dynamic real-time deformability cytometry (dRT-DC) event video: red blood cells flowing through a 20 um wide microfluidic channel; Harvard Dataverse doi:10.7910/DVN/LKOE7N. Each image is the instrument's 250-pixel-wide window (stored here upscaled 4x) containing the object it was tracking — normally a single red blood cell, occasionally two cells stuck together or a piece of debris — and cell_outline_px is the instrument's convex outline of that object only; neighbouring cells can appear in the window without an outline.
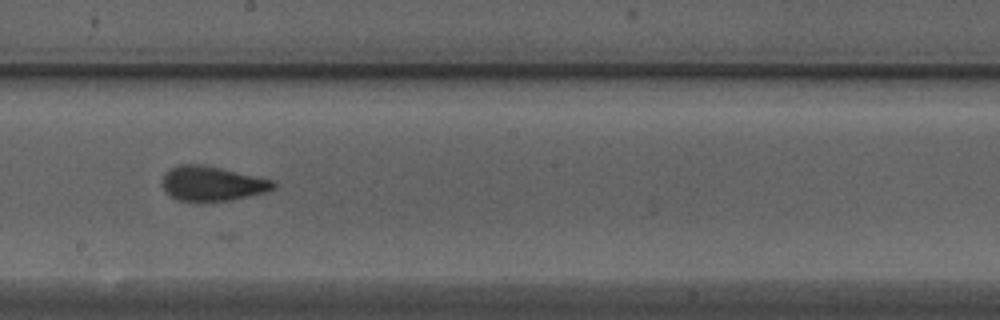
{"species": "Egyptian fruit bat (a non-hibernating species)", "species_latin": "Rousettus aegyptiacus", "temperature_condition": "warm", "stored_images_in_passage": 8, "camera_frame_rate_fps": 3000, "um_per_image_px": 0.085, "animal": {"sex": "male"}, "frame": {"image": 1, "passage_image": 7, "time_ms": 2.0, "image_size_px": [1000, 320], "cell_outline_px": [[276, 188], [264, 192], [232, 200], [196, 204], [180, 200], [164, 192], [160, 184], [160, 180], [164, 172], [168, 168], [180, 164], [200, 164], [220, 168], [272, 180], [276, 184]], "centroid_in_image_um": [17.93, 15.63], "position_along_channel_um": 230.3, "area_um2": 23.06}}